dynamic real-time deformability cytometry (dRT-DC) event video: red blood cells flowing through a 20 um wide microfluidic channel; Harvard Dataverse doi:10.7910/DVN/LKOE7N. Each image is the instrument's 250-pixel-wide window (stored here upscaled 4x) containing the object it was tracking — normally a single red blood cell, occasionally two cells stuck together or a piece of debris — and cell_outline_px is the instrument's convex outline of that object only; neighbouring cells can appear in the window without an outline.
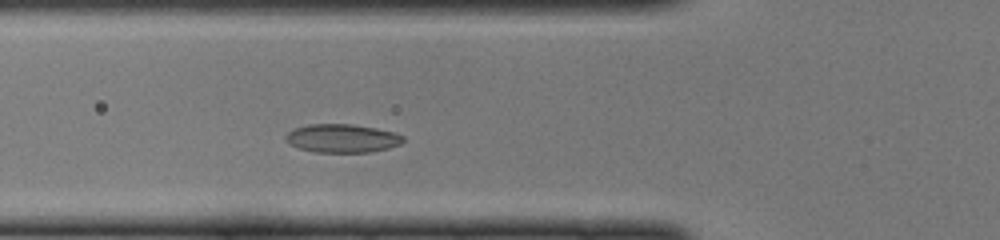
{"species": "common noctule bat (a hibernating species)", "species_latin": "Nyctalus noctula", "temperature_condition": "cold", "stored_images_in_passage": 40, "camera_frame_rate_fps": 3000, "um_per_image_px": 0.085, "animal": {"sex": "female", "body_mass_g": 22.0, "forearm_length_mm": 56.7}, "frame": {"image": 1, "passage_image": 9, "time_ms": 2.667, "image_size_px": [1000, 240], "cell_outline_px": [[404, 140], [400, 144], [388, 148], [372, 152], [316, 152], [296, 148], [288, 144], [284, 140], [284, 136], [288, 132], [296, 128], [308, 124], [352, 124], [376, 128], [396, 132], [404, 136]], "centroid_in_image_um": [29.06, 11.76], "position_along_channel_um": 96.7, "area_um2": 19.71}}
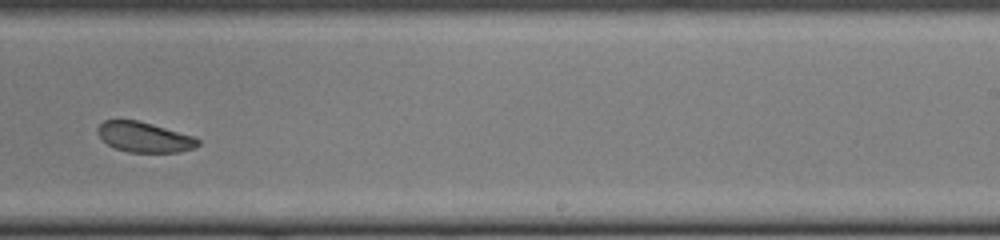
{"frame": {"image": 2, "passage_image": 22, "time_ms": 7.0, "image_size_px": [1000, 240], "cell_outline_px": [[200, 144], [192, 148], [180, 152], [128, 152], [116, 148], [108, 144], [96, 132], [96, 128], [104, 120], [136, 120], [152, 124], [192, 136], [200, 140]], "centroid_in_image_um": [12.24, 11.65], "position_along_channel_um": 276.8, "area_um2": 17.4}}
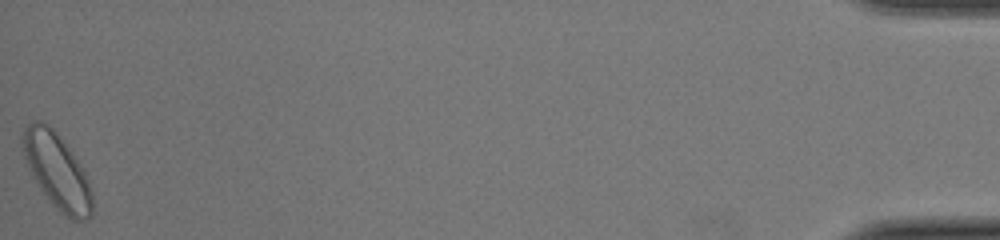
{"frame": {"image": 3, "passage_image": 40, "time_ms": 13.0, "image_size_px": [1000, 240], "cell_outline_px": [[92, 216], [84, 220], [72, 220], [60, 212], [52, 204], [32, 176], [24, 156], [20, 140], [20, 136], [24, 128], [28, 124], [36, 120], [40, 120], [48, 124], [52, 128], [72, 152], [84, 172], [88, 180], [92, 192]], "centroid_in_image_um": [4.83, 14.53], "position_along_channel_um": 430.4, "area_um2": 30.35}}